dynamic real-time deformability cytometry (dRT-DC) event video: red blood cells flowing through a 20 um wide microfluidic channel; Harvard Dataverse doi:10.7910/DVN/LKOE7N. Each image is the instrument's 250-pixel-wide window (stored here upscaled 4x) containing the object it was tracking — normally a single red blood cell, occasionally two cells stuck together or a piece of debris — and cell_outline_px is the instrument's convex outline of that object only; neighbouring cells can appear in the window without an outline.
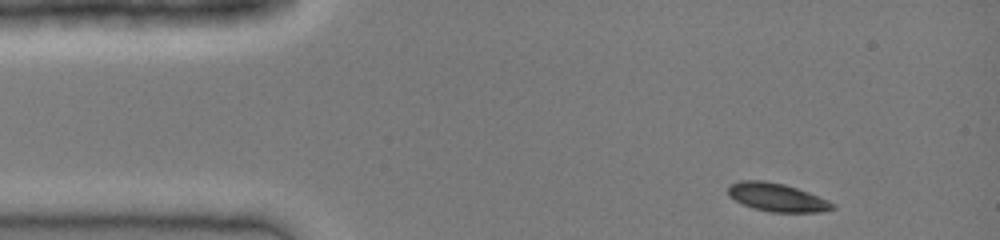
{"species": "common noctule bat (a hibernating species)", "species_latin": "Nyctalus noctula", "temperature_condition": "cold", "stored_images_in_passage": 34, "camera_frame_rate_fps": 3000, "um_per_image_px": 0.085, "animal": {"sex": "female", "body_mass_g": 19.0, "forearm_length_mm": 51.5}, "frame": {"image": 1, "passage_image": 1, "time_ms": 0.0, "image_size_px": [1000, 240], "cell_outline_px": [[836, 208], [820, 212], [772, 212], [752, 208], [728, 196], [728, 184], [740, 180], [764, 180], [784, 184], [808, 192], [828, 200], [836, 204]], "centroid_in_image_um": [66.03, 16.77], "position_along_channel_um": 19.0, "area_um2": 17.28}}
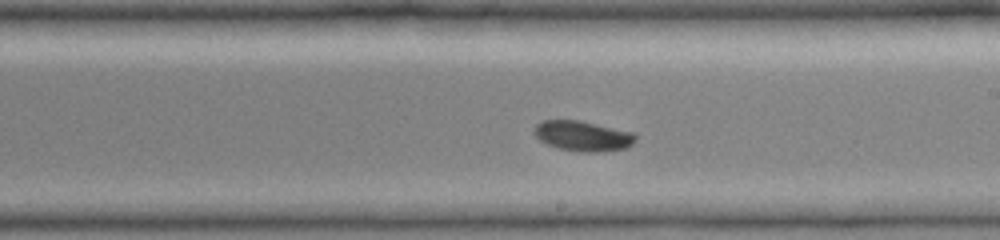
{"frame": {"image": 2, "passage_image": 20, "time_ms": 6.333, "image_size_px": [1000, 240], "cell_outline_px": [[636, 140], [632, 144], [624, 148], [596, 152], [584, 152], [560, 148], [548, 144], [540, 140], [532, 132], [536, 124], [540, 120], [580, 120], [636, 132]], "centroid_in_image_um": [49.55, 11.53], "position_along_channel_um": 239.5, "area_um2": 17.92}}
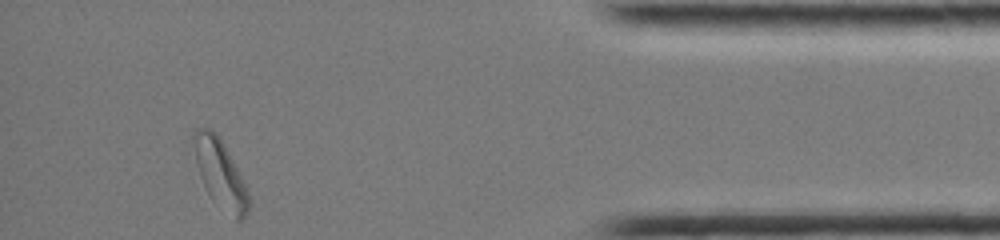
{"frame": {"image": 3, "passage_image": 34, "time_ms": 11.0, "image_size_px": [1000, 240], "cell_outline_px": [[248, 212], [240, 220], [236, 220], [212, 200], [208, 196], [204, 188], [196, 164], [192, 132], [196, 128], [208, 128], [216, 132], [232, 160], [248, 192]], "centroid_in_image_um": [18.67, 14.76], "position_along_channel_um": 416.5, "area_um2": 21.39}}